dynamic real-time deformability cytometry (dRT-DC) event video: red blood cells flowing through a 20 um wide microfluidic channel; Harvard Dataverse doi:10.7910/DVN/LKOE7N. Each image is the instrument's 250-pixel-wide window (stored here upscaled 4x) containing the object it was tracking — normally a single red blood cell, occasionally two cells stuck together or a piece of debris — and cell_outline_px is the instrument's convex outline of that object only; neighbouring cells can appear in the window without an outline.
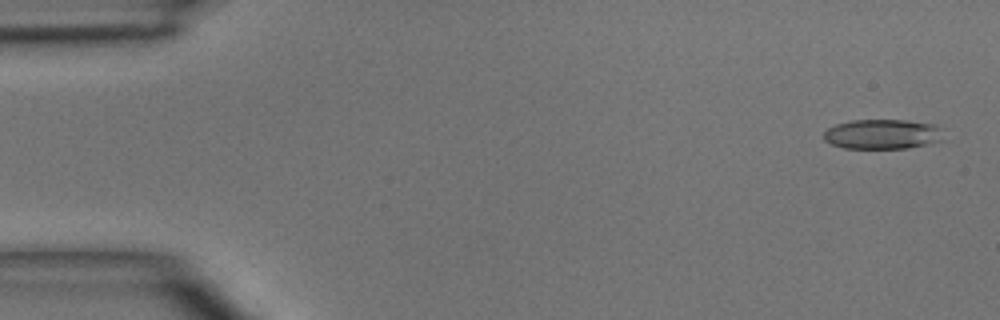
{"species": "common noctule bat (a hibernating species)", "species_latin": "Nyctalus noctula", "temperature_condition": "room temperature", "stored_images_in_passage": 5, "camera_frame_rate_fps": 3000, "um_per_image_px": 0.085, "animal": {"sex": "male", "body_mass_g": 15.6}, "frame": {"image": 1, "passage_image": 1, "time_ms": 0.0, "image_size_px": [1000, 320], "cell_outline_px": [[944, 140], [928, 144], [908, 148], [844, 148], [832, 144], [824, 140], [824, 132], [828, 128], [836, 124], [852, 120], [904, 120], [932, 124], [940, 128]], "centroid_in_image_um": [75.01, 11.4], "position_along_channel_um": 10.0, "area_um2": 20.75}}
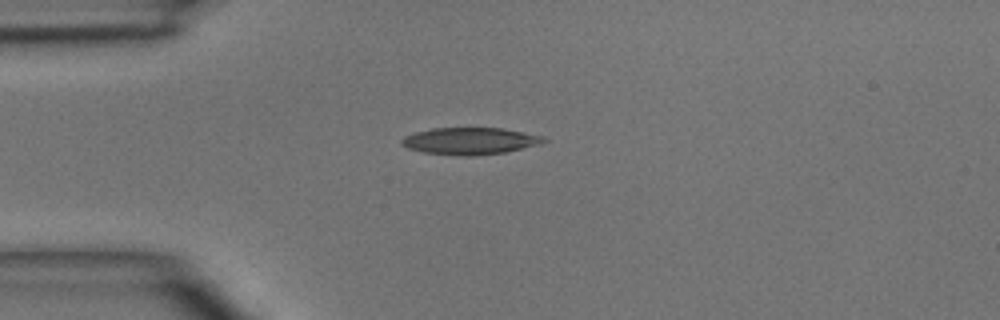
{"frame": {"image": 2, "passage_image": 4, "time_ms": 3.333, "image_size_px": [1000, 320], "cell_outline_px": [[548, 140], [540, 144], [504, 152], [472, 156], [468, 156], [424, 152], [408, 148], [400, 144], [400, 140], [404, 136], [416, 132], [432, 128], [500, 128], [544, 136]], "centroid_in_image_um": [39.93, 11.98], "position_along_channel_um": 45.1, "area_um2": 22.08}}